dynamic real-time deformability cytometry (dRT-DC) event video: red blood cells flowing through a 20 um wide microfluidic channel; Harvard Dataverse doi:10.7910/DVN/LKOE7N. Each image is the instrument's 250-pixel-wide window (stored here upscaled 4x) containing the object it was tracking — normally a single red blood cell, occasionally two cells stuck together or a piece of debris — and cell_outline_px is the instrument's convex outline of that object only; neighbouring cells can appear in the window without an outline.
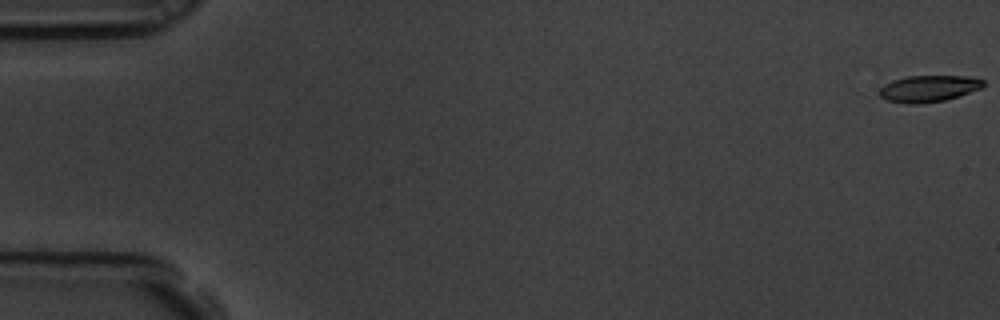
{"species": "common noctule bat (a hibernating species)", "species_latin": "Nyctalus noctula", "temperature_condition": "room temperature", "stored_images_in_passage": 6, "camera_frame_rate_fps": 3000, "um_per_image_px": 0.085, "animal": {"sex": "male", "body_mass_g": 19.5, "forearm_length_mm": 54.6}, "frame": {"image": 1, "passage_image": 1, "time_ms": 0.0, "image_size_px": [1000, 320], "cell_outline_px": [[984, 88], [960, 96], [944, 100], [916, 104], [908, 104], [888, 100], [880, 96], [880, 88], [884, 84], [892, 80], [908, 76], [980, 76], [984, 80]], "centroid_in_image_um": [79.02, 7.51], "position_along_channel_um": 6.0, "area_um2": 16.3}}
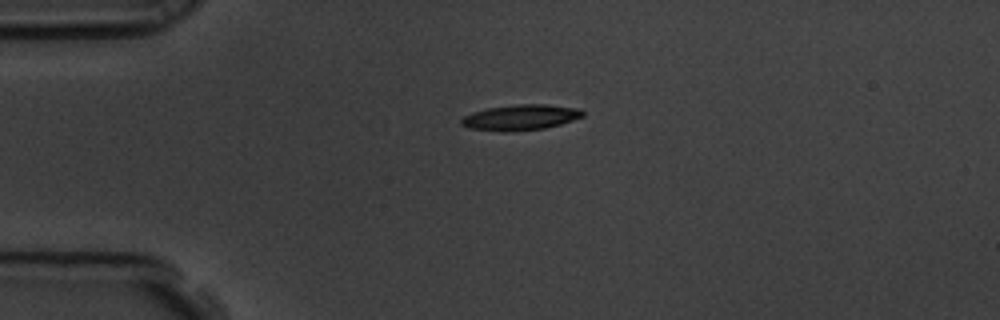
{"frame": {"image": 2, "passage_image": 5, "time_ms": 1.333, "image_size_px": [1000, 320], "cell_outline_px": [[584, 116], [560, 124], [544, 128], [512, 132], [500, 132], [468, 128], [460, 124], [460, 120], [464, 116], [472, 112], [488, 108], [516, 104], [544, 104], [580, 108], [584, 112]], "centroid_in_image_um": [44.22, 9.98], "position_along_channel_um": 40.8, "area_um2": 18.26}}